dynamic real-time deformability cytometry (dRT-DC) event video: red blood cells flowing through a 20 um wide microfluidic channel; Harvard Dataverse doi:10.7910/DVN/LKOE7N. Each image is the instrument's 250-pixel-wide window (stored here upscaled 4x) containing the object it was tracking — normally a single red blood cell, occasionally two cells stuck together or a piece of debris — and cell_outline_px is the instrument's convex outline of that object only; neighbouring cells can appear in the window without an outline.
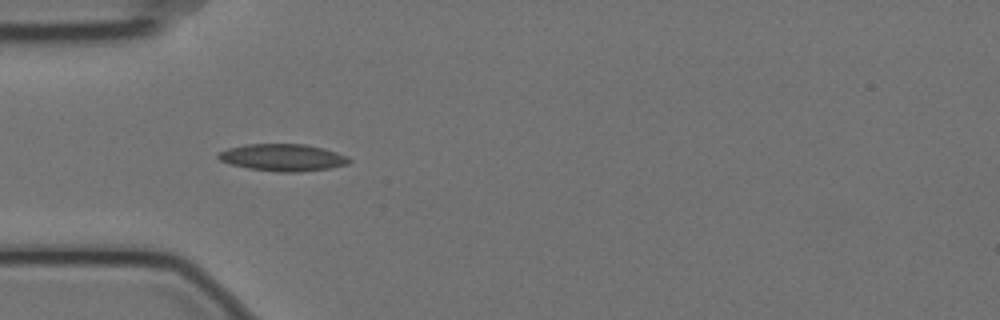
{"species": "Egyptian fruit bat (a non-hibernating species)", "species_latin": "Rousettus aegyptiacus", "temperature_condition": "cold", "stored_images_in_passage": 5, "camera_frame_rate_fps": 3000, "um_per_image_px": 0.085, "animal": {"sex": "female"}, "frame": {"image": 1, "passage_image": 5, "time_ms": 1.333, "image_size_px": [1000, 320], "cell_outline_px": [[352, 160], [348, 164], [328, 168], [296, 172], [276, 172], [248, 168], [232, 164], [220, 160], [216, 156], [216, 152], [228, 148], [248, 144], [304, 144], [324, 148], [348, 156]], "centroid_in_image_um": [24.03, 13.38], "position_along_channel_um": 61.0, "area_um2": 20.63}}